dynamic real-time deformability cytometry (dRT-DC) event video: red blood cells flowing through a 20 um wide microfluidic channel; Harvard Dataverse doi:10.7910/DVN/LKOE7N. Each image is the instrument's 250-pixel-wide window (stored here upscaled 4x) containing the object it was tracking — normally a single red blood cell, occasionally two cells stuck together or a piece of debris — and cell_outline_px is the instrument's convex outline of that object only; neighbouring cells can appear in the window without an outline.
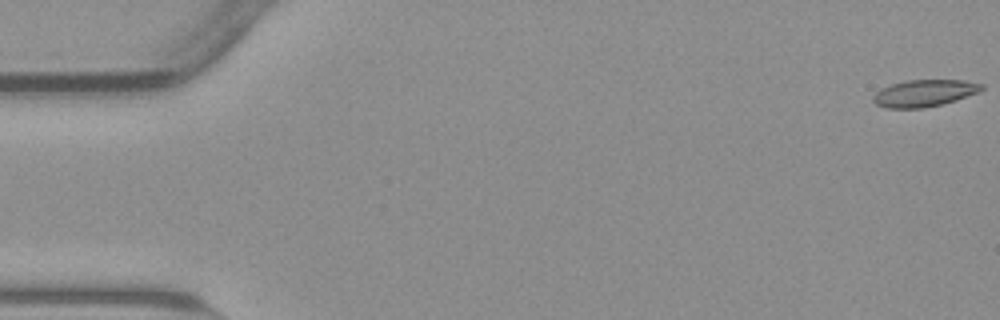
{"species": "common noctule bat (a hibernating species)", "species_latin": "Nyctalus noctula", "temperature_condition": "warm", "stored_images_in_passage": 55, "camera_frame_rate_fps": 3000, "um_per_image_px": 0.085, "animal": {"sex": "male", "body_mass_g": 23.1, "forearm_length_mm": 52.7}, "frame": {"image": 1, "passage_image": 1, "time_ms": 0.0, "image_size_px": [1000, 320], "cell_outline_px": [[984, 88], [980, 92], [944, 104], [924, 108], [888, 108], [876, 104], [872, 100], [872, 96], [880, 88], [904, 80], [964, 80], [984, 84]], "centroid_in_image_um": [78.58, 7.91], "position_along_channel_um": 6.4, "area_um2": 17.22}}
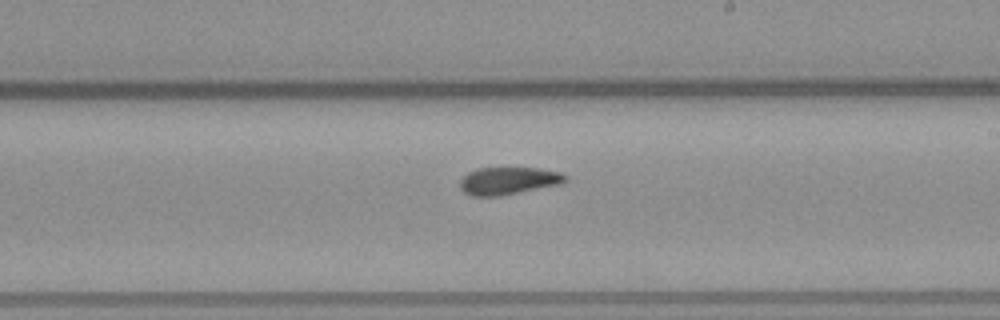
{"frame": {"image": 2, "passage_image": 32, "time_ms": 10.333, "image_size_px": [1000, 320], "cell_outline_px": [[568, 180], [560, 184], [500, 196], [472, 196], [464, 192], [460, 188], [460, 180], [468, 172], [476, 168], [540, 168], [560, 172], [568, 176]], "centroid_in_image_um": [43.22, 15.36], "position_along_channel_um": 245.8, "area_um2": 16.94}}
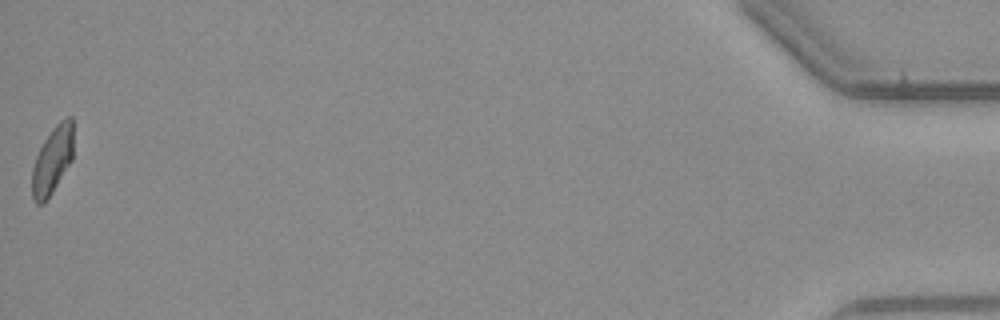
{"frame": {"image": 3, "passage_image": 55, "time_ms": 18.0, "image_size_px": [1000, 320], "cell_outline_px": [[72, 160], [52, 192], [44, 204], [36, 204], [32, 196], [32, 168], [36, 156], [44, 140], [52, 128], [64, 116], [72, 116]], "centroid_in_image_um": [4.44, 13.61], "position_along_channel_um": 430.8, "area_um2": 16.18}, "authors_computed_cell_mechanics": {"area_um2": 17.1666, "velocity_mm_per_s": 3.8061, "shape_relaxation_time_tau1_ms": null, "shape_relaxation_time_tau2_ms": 3.005, "deformation_change_tau1": null, "deformation_change_tau2": 0.0818}}